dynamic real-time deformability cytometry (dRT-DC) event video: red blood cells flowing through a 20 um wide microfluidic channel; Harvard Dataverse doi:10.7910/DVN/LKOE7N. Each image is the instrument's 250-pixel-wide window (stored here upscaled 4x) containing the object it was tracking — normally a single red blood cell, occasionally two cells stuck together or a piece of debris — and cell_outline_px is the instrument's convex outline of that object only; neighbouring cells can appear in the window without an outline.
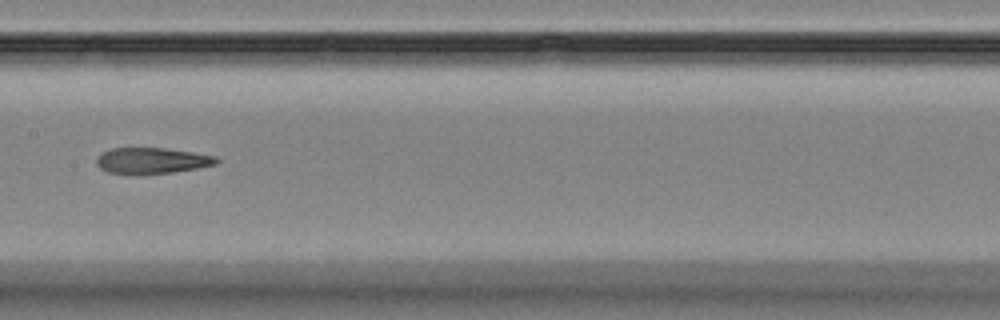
{"species": "Egyptian fruit bat (a non-hibernating species)", "species_latin": "Rousettus aegyptiacus", "temperature_condition": "room temperature", "stored_images_in_passage": 10, "camera_frame_rate_fps": 3000, "um_per_image_px": 0.085, "animal": {"sex": "female"}, "frame": {"image": 1, "passage_image": 7, "time_ms": 10.0, "image_size_px": [1000, 320], "cell_outline_px": [[220, 160], [216, 164], [196, 168], [172, 172], [140, 176], [136, 176], [108, 172], [100, 168], [96, 164], [96, 156], [112, 148], [164, 148], [192, 152], [216, 156]], "centroid_in_image_um": [12.87, 13.68], "position_along_channel_um": 194.5, "area_um2": 18.5}}
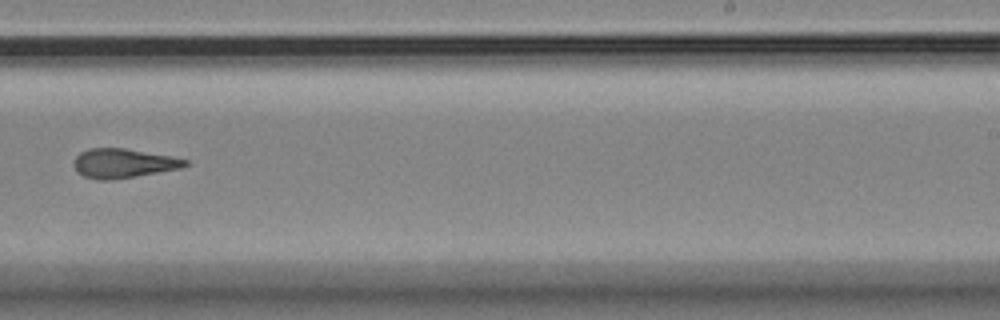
{"frame": {"image": 2, "passage_image": 9, "time_ms": 12.333, "image_size_px": [1000, 320], "cell_outline_px": [[192, 164], [180, 168], [136, 176], [108, 180], [100, 180], [84, 176], [72, 164], [72, 160], [80, 152], [88, 148], [124, 148], [172, 156], [188, 160]], "centroid_in_image_um": [10.49, 13.86], "position_along_channel_um": 278.5, "area_um2": 18.96}}
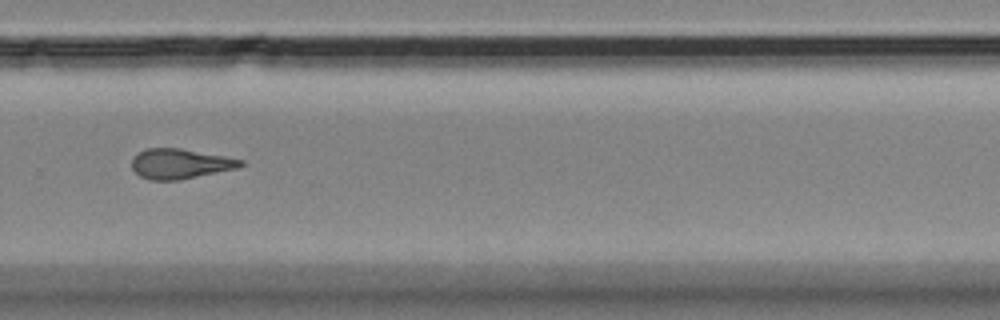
{"frame": {"image": 3, "passage_image": 10, "time_ms": 13.333, "image_size_px": [1000, 320], "cell_outline_px": [[244, 164], [236, 168], [180, 180], [148, 180], [140, 176], [132, 168], [132, 156], [136, 152], [148, 148], [180, 148], [224, 156], [244, 160]], "centroid_in_image_um": [15.26, 13.91], "position_along_channel_um": 314.5, "area_um2": 19.02}}